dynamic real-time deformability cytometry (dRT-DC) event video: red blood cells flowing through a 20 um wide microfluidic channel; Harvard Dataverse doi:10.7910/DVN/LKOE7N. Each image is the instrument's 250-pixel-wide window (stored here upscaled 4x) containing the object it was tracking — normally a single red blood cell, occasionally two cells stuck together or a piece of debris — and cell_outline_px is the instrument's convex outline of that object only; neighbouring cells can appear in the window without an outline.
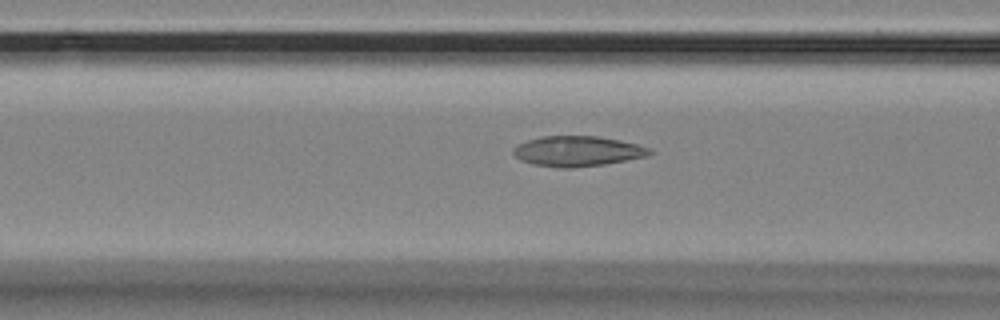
{"species": "Egyptian fruit bat (a non-hibernating species)", "species_latin": "Rousettus aegyptiacus", "temperature_condition": "room temperature", "stored_images_in_passage": 44, "camera_frame_rate_fps": 3000, "um_per_image_px": 0.085, "animal": {"sex": "female"}, "frame": {"image": 1, "passage_image": 10, "time_ms": 3.0, "image_size_px": [1000, 320], "cell_outline_px": [[652, 152], [648, 156], [604, 164], [572, 168], [564, 168], [532, 164], [520, 160], [512, 152], [512, 148], [528, 140], [544, 136], [596, 136], [620, 140], [652, 148]], "centroid_in_image_um": [49.09, 12.85], "position_along_channel_um": 117.5, "area_um2": 23.93}}
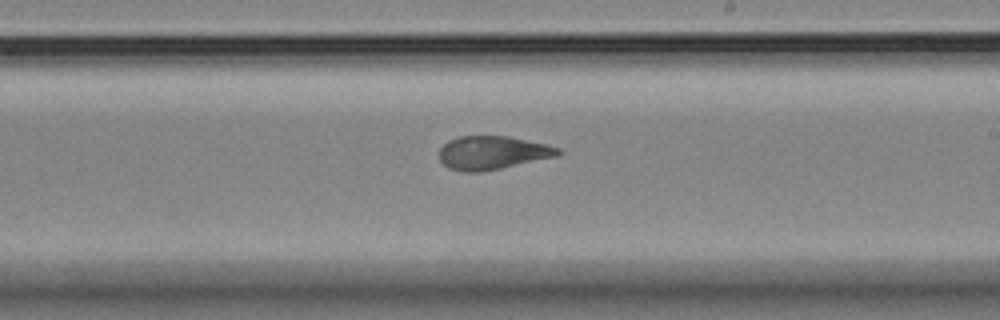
{"frame": {"image": 2, "passage_image": 21, "time_ms": 6.667, "image_size_px": [1000, 320], "cell_outline_px": [[564, 152], [556, 156], [500, 168], [480, 172], [464, 172], [448, 168], [440, 160], [440, 148], [448, 140], [460, 136], [508, 136], [544, 144], [560, 148]], "centroid_in_image_um": [41.83, 12.98], "position_along_channel_um": 247.2, "area_um2": 22.95}}
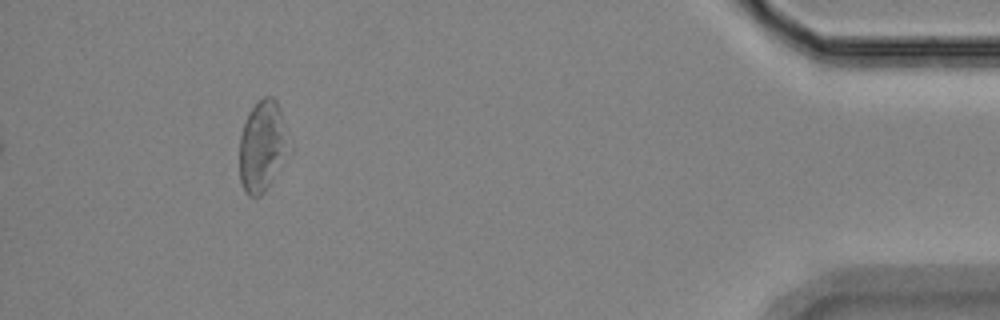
{"frame": {"image": 3, "passage_image": 40, "time_ms": 13.0, "image_size_px": [1000, 320], "cell_outline_px": [[292, 152], [264, 192], [260, 196], [248, 196], [244, 192], [240, 180], [240, 136], [244, 124], [252, 108], [264, 96], [272, 96], [276, 100], [280, 108], [292, 148]], "centroid_in_image_um": [22.35, 12.46], "position_along_channel_um": 412.8, "area_um2": 26.59}, "authors_computed_cell_mechanics": {"area_um2": 23.987, "velocity_mm_per_s": 3.5396, "shape_relaxation_time_tau1_ms": null, "shape_relaxation_time_tau2_ms": 2.1318, "deformation_change_tau1": null, "deformation_change_tau2": 0.0873}}